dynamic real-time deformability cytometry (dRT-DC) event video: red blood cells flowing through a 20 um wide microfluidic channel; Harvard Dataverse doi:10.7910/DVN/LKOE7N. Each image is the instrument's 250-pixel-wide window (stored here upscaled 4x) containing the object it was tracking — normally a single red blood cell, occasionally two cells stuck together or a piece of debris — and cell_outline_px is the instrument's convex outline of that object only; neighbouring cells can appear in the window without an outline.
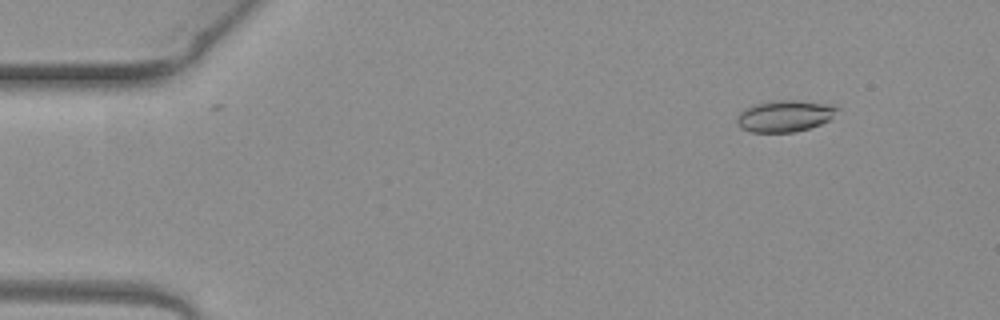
{"species": "common noctule bat (a hibernating species)", "species_latin": "Nyctalus noctula", "temperature_condition": "warm", "stored_images_in_passage": 4, "camera_frame_rate_fps": 3000, "um_per_image_px": 0.085, "animal": {"sex": "female", "body_mass_g": 19.3, "forearm_length_mm": 54.1}, "frame": {"image": 1, "passage_image": 2, "time_ms": 0.333, "image_size_px": [1000, 320], "cell_outline_px": [[840, 108], [828, 120], [820, 124], [796, 132], [752, 132], [740, 128], [736, 124], [736, 116], [744, 108], [752, 104], [772, 100], [800, 100], [836, 104]], "centroid_in_image_um": [66.68, 9.84], "position_along_channel_um": 18.3, "area_um2": 18.84}}
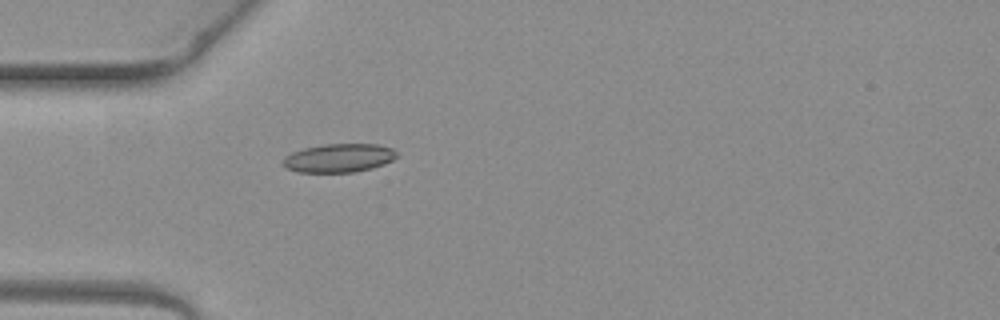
{"frame": {"image": 2, "passage_image": 4, "time_ms": 1.0, "image_size_px": [1000, 320], "cell_outline_px": [[400, 156], [384, 164], [372, 168], [352, 172], [296, 172], [284, 168], [280, 164], [284, 156], [292, 152], [304, 148], [324, 144], [376, 144], [392, 148]], "centroid_in_image_um": [28.76, 13.43], "position_along_channel_um": 56.2, "area_um2": 19.19}}